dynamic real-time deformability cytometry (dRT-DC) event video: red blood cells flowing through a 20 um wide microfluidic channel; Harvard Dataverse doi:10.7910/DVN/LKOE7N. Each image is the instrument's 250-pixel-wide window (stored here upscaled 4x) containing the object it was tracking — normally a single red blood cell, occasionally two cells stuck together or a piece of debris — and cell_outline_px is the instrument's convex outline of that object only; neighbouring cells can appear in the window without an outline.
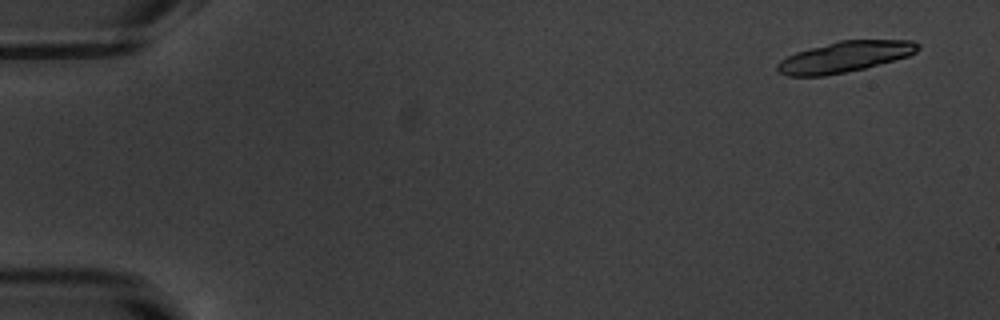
{"species": "common noctule bat (a hibernating species)", "species_latin": "Nyctalus noctula", "temperature_condition": "warm", "stored_images_in_passage": 18, "camera_frame_rate_fps": 3000, "um_per_image_px": 0.085, "animal": {"sex": "male", "body_mass_g": 20.1, "forearm_length_mm": 53.5}, "frame": {"image": 1, "passage_image": 1, "time_ms": 0.0, "image_size_px": [1000, 320], "cell_outline_px": [[920, 48], [916, 52], [908, 56], [864, 68], [824, 76], [788, 76], [776, 72], [776, 64], [780, 60], [796, 52], [840, 40], [912, 40], [920, 44]], "centroid_in_image_um": [71.78, 4.83], "position_along_channel_um": 13.2, "area_um2": 25.14}}
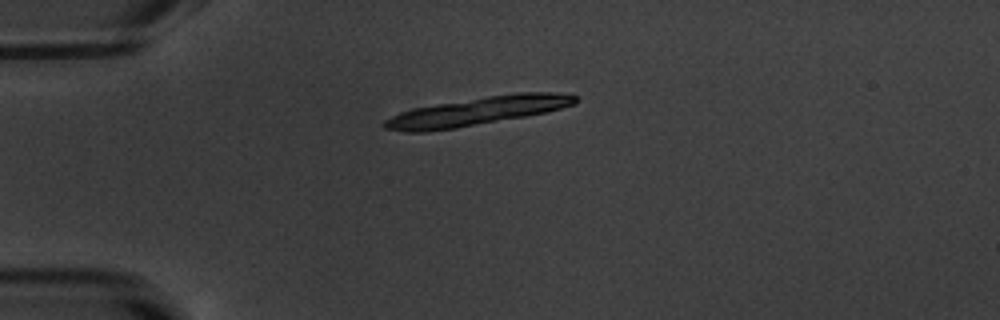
{"frame": {"image": 2, "passage_image": 12, "time_ms": 3.667, "image_size_px": [1000, 320], "cell_outline_px": [[576, 104], [548, 112], [456, 128], [428, 132], [404, 132], [384, 128], [380, 124], [384, 120], [400, 112], [416, 108], [436, 104], [488, 96], [516, 92], [552, 92], [576, 96]], "centroid_in_image_um": [40.54, 9.46], "position_along_channel_um": 44.5, "area_um2": 31.44}}